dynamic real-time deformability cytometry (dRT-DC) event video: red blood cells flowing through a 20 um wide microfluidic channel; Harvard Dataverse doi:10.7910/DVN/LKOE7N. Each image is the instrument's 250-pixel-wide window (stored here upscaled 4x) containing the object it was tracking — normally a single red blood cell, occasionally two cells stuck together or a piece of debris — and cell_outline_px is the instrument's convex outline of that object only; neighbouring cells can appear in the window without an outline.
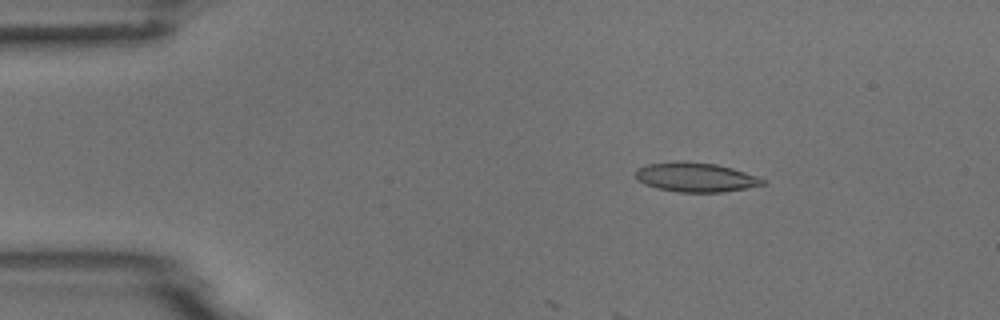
{"species": "common noctule bat (a hibernating species)", "species_latin": "Nyctalus noctula", "temperature_condition": "room temperature", "stored_images_in_passage": 15, "camera_frame_rate_fps": 3000, "um_per_image_px": 0.085, "animal": {"sex": "male", "body_mass_g": 18.8}, "frame": {"image": 1, "passage_image": 3, "time_ms": 2.333, "image_size_px": [1000, 320], "cell_outline_px": [[764, 184], [724, 192], [676, 192], [656, 188], [644, 184], [636, 180], [636, 168], [648, 164], [676, 160], [684, 160], [716, 164], [732, 168], [756, 176], [764, 180]], "centroid_in_image_um": [59.05, 15.05], "position_along_channel_um": 25.9, "area_um2": 21.85}}
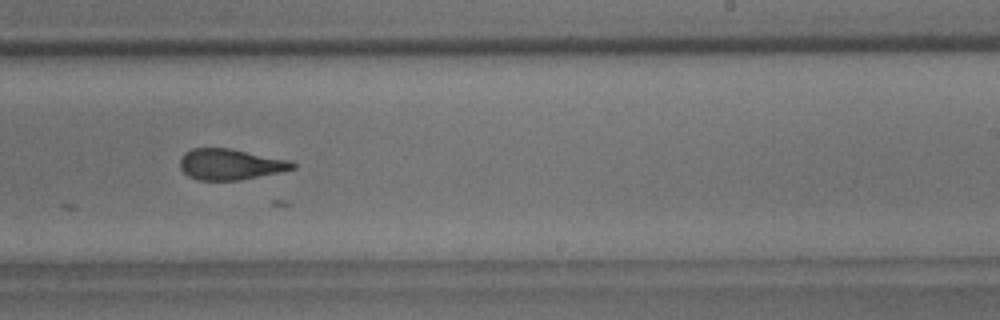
{"frame": {"image": 2, "passage_image": 10, "time_ms": 10.333, "image_size_px": [1000, 320], "cell_outline_px": [[296, 168], [280, 172], [240, 180], [200, 180], [188, 176], [180, 168], [180, 156], [184, 152], [192, 148], [232, 148], [292, 160], [296, 164]], "centroid_in_image_um": [19.59, 13.95], "position_along_channel_um": 269.4, "area_um2": 20.58}}
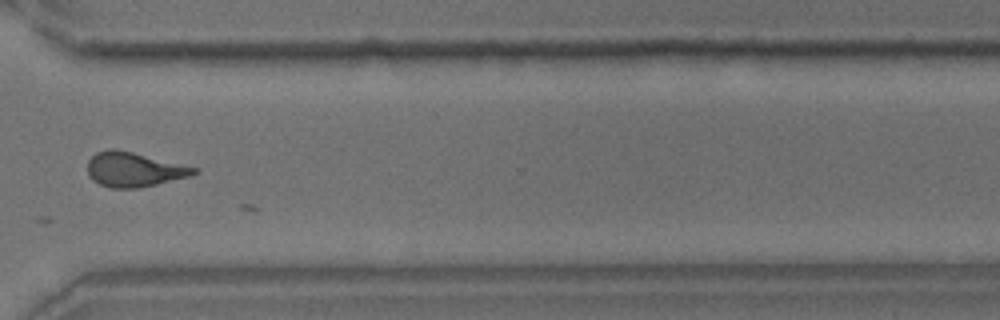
{"frame": {"image": 3, "passage_image": 12, "time_ms": 12.667, "image_size_px": [1000, 320], "cell_outline_px": [[200, 172], [192, 176], [140, 188], [112, 188], [100, 184], [92, 180], [88, 176], [88, 160], [96, 152], [112, 148], [132, 152], [196, 168]], "centroid_in_image_um": [11.37, 14.42], "position_along_channel_um": 359.2, "area_um2": 21.33}}